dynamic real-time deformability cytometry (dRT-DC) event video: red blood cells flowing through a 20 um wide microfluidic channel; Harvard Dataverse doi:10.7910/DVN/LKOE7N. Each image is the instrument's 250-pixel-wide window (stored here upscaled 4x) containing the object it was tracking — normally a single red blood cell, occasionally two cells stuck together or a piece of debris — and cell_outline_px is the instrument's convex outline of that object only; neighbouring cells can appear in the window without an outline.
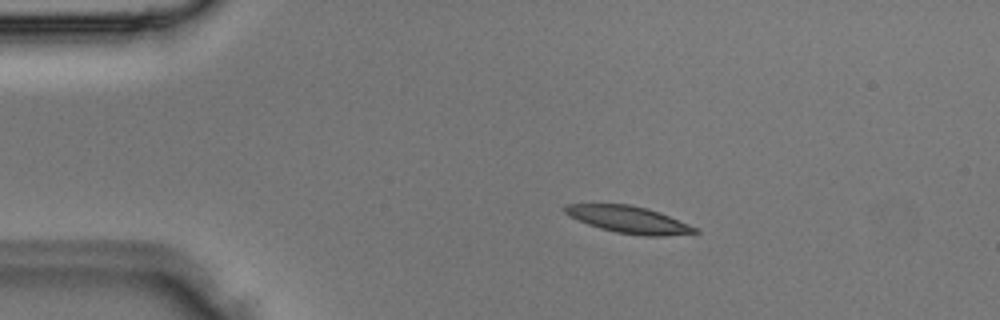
{"species": "Egyptian fruit bat (a non-hibernating species)", "species_latin": "Rousettus aegyptiacus", "temperature_condition": "room temperature", "stored_images_in_passage": 3, "camera_frame_rate_fps": 3000, "um_per_image_px": 0.085, "animal": {"sex": "male"}, "frame": {"image": 1, "passage_image": 2, "time_ms": 0.333, "image_size_px": [1000, 320], "cell_outline_px": [[700, 232], [664, 236], [644, 236], [616, 232], [600, 228], [588, 224], [564, 212], [564, 204], [628, 204], [648, 208], [700, 228]], "centroid_in_image_um": [53.5, 18.67], "position_along_channel_um": 31.5, "area_um2": 20.29}}